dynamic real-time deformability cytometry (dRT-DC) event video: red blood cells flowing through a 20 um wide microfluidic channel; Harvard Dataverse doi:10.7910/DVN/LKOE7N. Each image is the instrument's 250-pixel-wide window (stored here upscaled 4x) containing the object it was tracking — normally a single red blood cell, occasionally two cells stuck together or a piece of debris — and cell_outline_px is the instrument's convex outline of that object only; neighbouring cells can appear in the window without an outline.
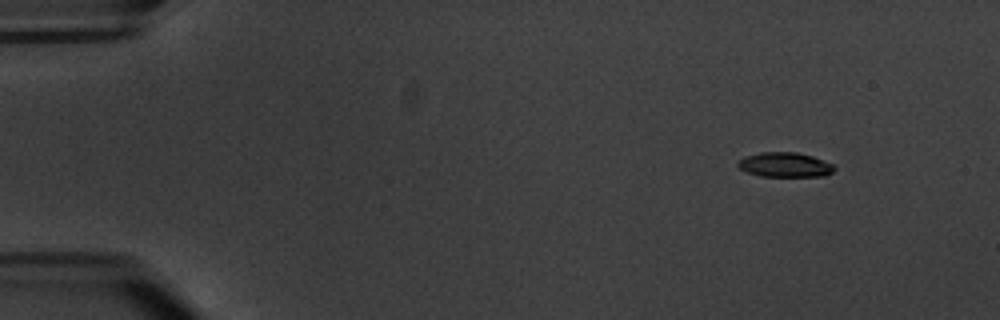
{"species": "common noctule bat (a hibernating species)", "species_latin": "Nyctalus noctula", "temperature_condition": "warm", "stored_images_in_passage": 7, "camera_frame_rate_fps": 3000, "um_per_image_px": 0.085, "animal": {"sex": "male", "body_mass_g": 20.1, "forearm_length_mm": 53.5}, "frame": {"image": 1, "passage_image": 1, "time_ms": 0.0, "image_size_px": [1000, 320], "cell_outline_px": [[836, 168], [832, 172], [824, 176], [760, 176], [748, 172], [740, 168], [736, 164], [744, 156], [760, 152], [796, 152], [812, 156], [832, 164]], "centroid_in_image_um": [66.71, 14.0], "position_along_channel_um": 18.3, "area_um2": 13.76}}
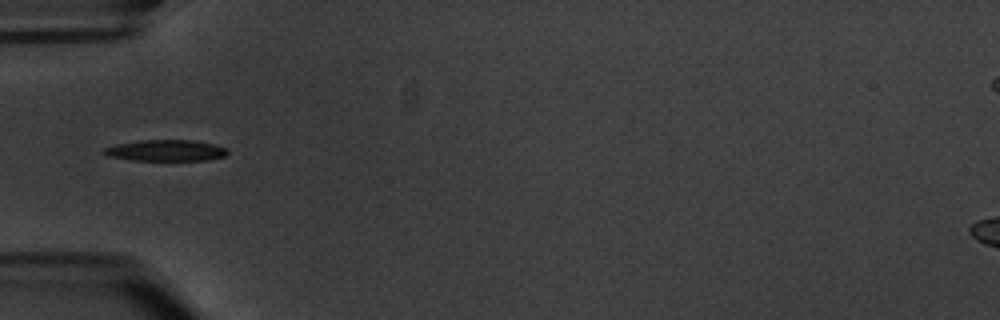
{"frame": {"image": 2, "passage_image": 5, "time_ms": 4.667, "image_size_px": [1000, 320], "cell_outline_px": [[228, 152], [224, 156], [208, 160], [132, 160], [108, 156], [100, 152], [104, 148], [116, 144], [140, 140], [192, 140], [212, 144], [228, 148]], "centroid_in_image_um": [14.07, 12.79], "position_along_channel_um": 70.9, "area_um2": 15.26}}